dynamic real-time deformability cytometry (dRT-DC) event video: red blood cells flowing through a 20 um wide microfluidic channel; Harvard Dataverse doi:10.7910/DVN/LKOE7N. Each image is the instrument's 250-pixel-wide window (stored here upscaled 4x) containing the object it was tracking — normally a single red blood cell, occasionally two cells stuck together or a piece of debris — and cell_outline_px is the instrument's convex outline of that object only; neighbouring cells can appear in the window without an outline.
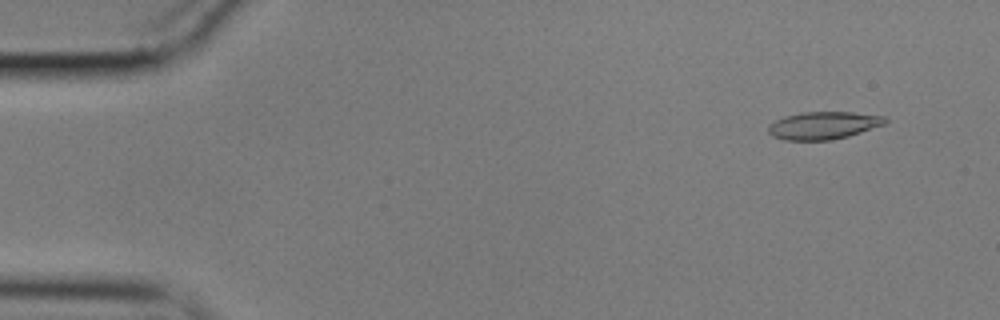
{"species": "common noctule bat (a hibernating species)", "species_latin": "Nyctalus noctula", "temperature_condition": "cold", "stored_images_in_passage": 52, "camera_frame_rate_fps": 3000, "um_per_image_px": 0.085, "animal": {"sex": "male", "body_mass_g": 17.9}, "frame": {"image": 1, "passage_image": 5, "time_ms": 1.333, "image_size_px": [1000, 320], "cell_outline_px": [[888, 120], [884, 124], [848, 136], [832, 140], [784, 140], [772, 136], [768, 132], [768, 124], [784, 116], [800, 112], [852, 112], [884, 116]], "centroid_in_image_um": [69.95, 10.66], "position_along_channel_um": 15.1, "area_um2": 18.79}}
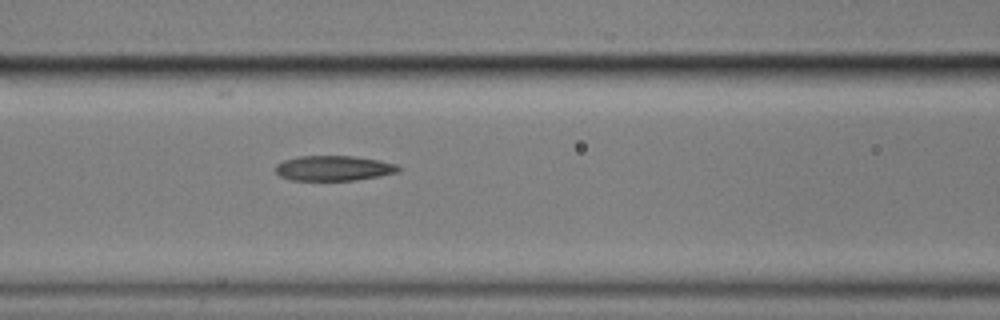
{"frame": {"image": 2, "passage_image": 24, "time_ms": 7.667, "image_size_px": [1000, 320], "cell_outline_px": [[400, 168], [396, 172], [380, 176], [356, 180], [292, 180], [280, 176], [276, 172], [276, 164], [284, 160], [300, 156], [352, 156], [380, 160], [396, 164]], "centroid_in_image_um": [28.35, 14.29], "position_along_channel_um": 138.2, "area_um2": 17.86}}
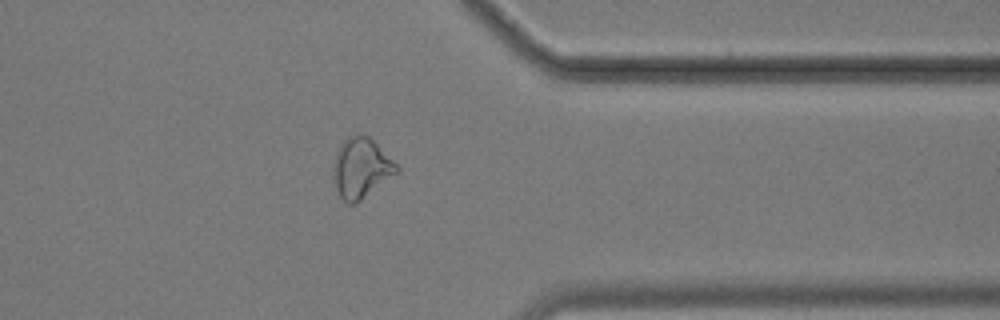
{"frame": {"image": 3, "passage_image": 45, "time_ms": 14.667, "image_size_px": [1000, 320], "cell_outline_px": [[400, 172], [356, 204], [348, 204], [340, 196], [336, 188], [332, 176], [332, 168], [336, 152], [340, 144], [348, 136], [356, 132], [364, 132], [400, 168]], "centroid_in_image_um": [30.68, 14.28], "position_along_channel_um": 380.7, "area_um2": 22.54}}